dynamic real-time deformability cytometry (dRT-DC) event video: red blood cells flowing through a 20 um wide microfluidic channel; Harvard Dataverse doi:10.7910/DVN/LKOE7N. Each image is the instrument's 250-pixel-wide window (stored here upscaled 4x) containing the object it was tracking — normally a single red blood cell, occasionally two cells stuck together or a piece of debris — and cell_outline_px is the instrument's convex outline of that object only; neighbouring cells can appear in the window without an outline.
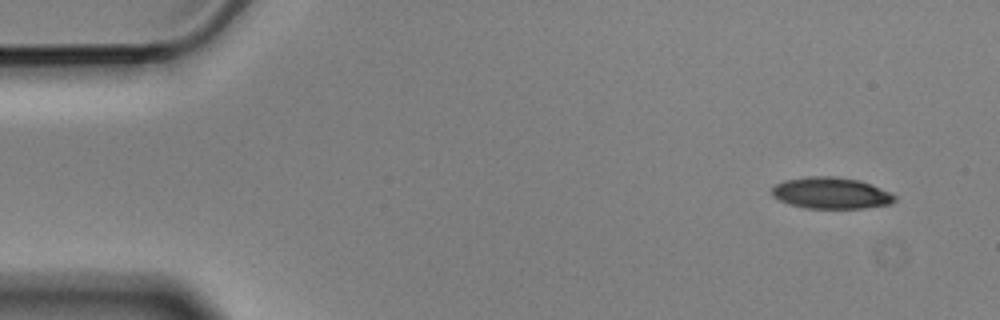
{"species": "Egyptian fruit bat (a non-hibernating species)", "species_latin": "Rousettus aegyptiacus", "temperature_condition": "cold", "stored_images_in_passage": 8, "camera_frame_rate_fps": 3000, "um_per_image_px": 0.085, "animal": {"sex": "male"}, "frame": {"image": 1, "passage_image": 1, "time_ms": 0.0, "image_size_px": [1000, 320], "cell_outline_px": [[896, 200], [892, 204], [864, 208], [804, 208], [788, 204], [772, 196], [772, 188], [776, 184], [784, 180], [812, 176], [832, 176], [860, 180], [872, 184], [896, 196]], "centroid_in_image_um": [70.64, 16.41], "position_along_channel_um": 14.4, "area_um2": 22.54}}
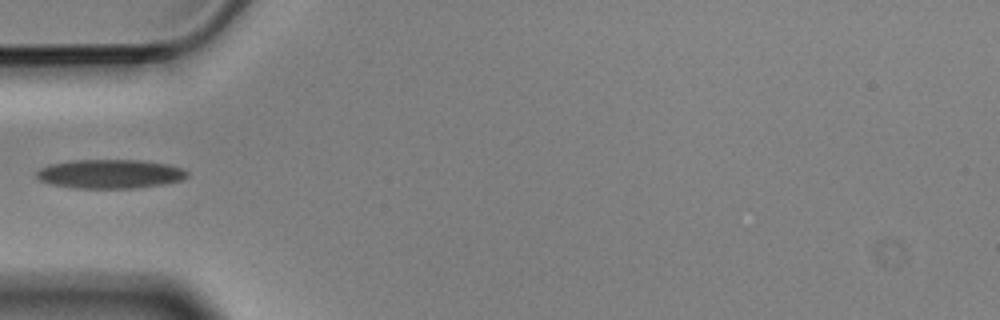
{"frame": {"image": 2, "passage_image": 5, "time_ms": 1.333, "image_size_px": [1000, 320], "cell_outline_px": [[188, 176], [180, 180], [160, 184], [136, 188], [76, 188], [52, 184], [40, 180], [36, 176], [36, 172], [40, 168], [48, 164], [76, 160], [140, 160], [168, 164], [184, 168], [188, 172]], "centroid_in_image_um": [9.35, 14.77], "position_along_channel_um": 75.7, "area_um2": 25.37}}
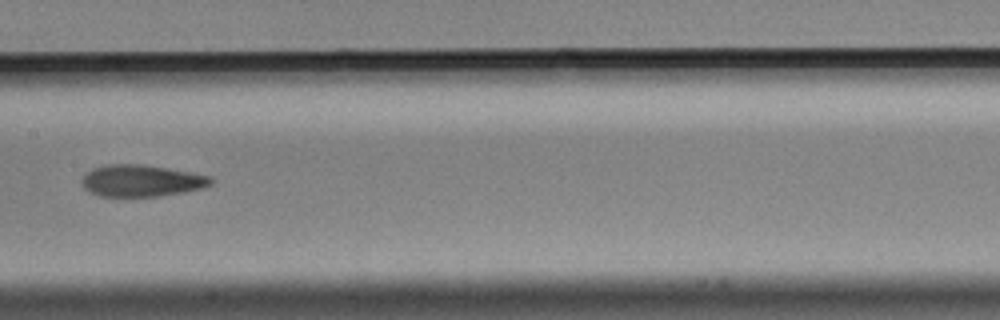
{"frame": {"image": 3, "passage_image": 8, "time_ms": 2.333, "image_size_px": [1000, 320], "cell_outline_px": [[216, 180], [212, 184], [200, 188], [184, 192], [156, 196], [100, 196], [84, 188], [80, 180], [92, 168], [104, 164], [140, 164], [212, 176]], "centroid_in_image_um": [12.02, 15.35], "position_along_channel_um": 195.4, "area_um2": 23.7}}